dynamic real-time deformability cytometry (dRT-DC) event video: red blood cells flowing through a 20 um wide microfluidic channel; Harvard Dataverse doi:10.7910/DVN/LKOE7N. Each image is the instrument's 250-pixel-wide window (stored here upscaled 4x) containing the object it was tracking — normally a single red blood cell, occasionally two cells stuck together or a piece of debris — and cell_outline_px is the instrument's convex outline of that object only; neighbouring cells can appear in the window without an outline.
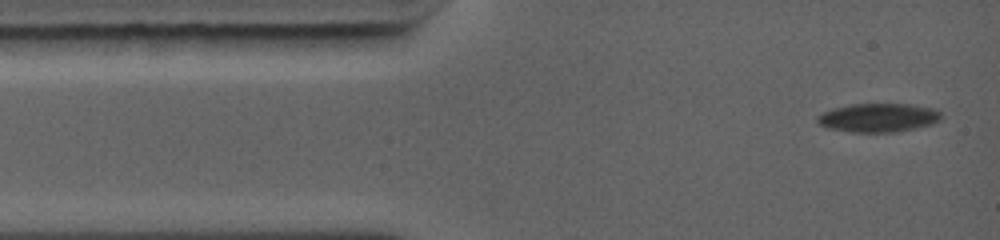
{"species": "common noctule bat (a hibernating species)", "species_latin": "Nyctalus noctula", "temperature_condition": "warm", "stored_images_in_passage": 73, "camera_frame_rate_fps": 5000, "um_per_image_px": 0.085, "animal": {"sex": "female", "body_mass_g": 19.0, "forearm_length_mm": 56.7}, "frame": {"image": 1, "passage_image": 1, "time_ms": 0.0, "image_size_px": [1000, 240], "cell_outline_px": [[944, 116], [940, 120], [932, 124], [916, 128], [896, 132], [852, 132], [828, 128], [820, 124], [816, 120], [816, 116], [832, 108], [852, 104], [908, 104], [936, 108]], "centroid_in_image_um": [74.69, 10.0], "position_along_channel_um": 10.3, "area_um2": 20.87}}
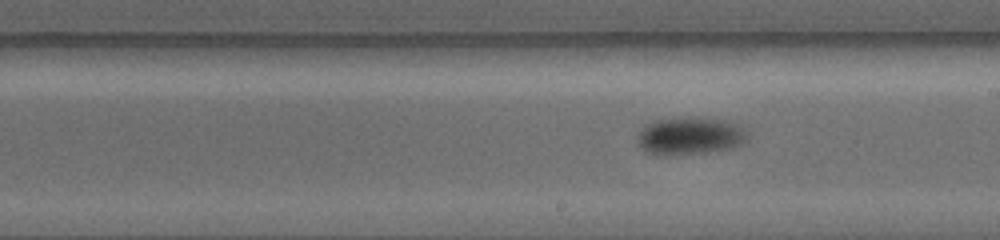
{"frame": {"image": 2, "passage_image": 28, "time_ms": 6.4, "image_size_px": [1000, 240], "cell_outline_px": [[748, 140], [744, 144], [732, 148], [708, 152], [648, 152], [636, 140], [636, 136], [648, 124], [656, 120], [688, 116], [724, 120], [740, 124], [748, 132]], "centroid_in_image_um": [58.78, 11.49], "position_along_channel_um": 230.2, "area_um2": 23.52}}
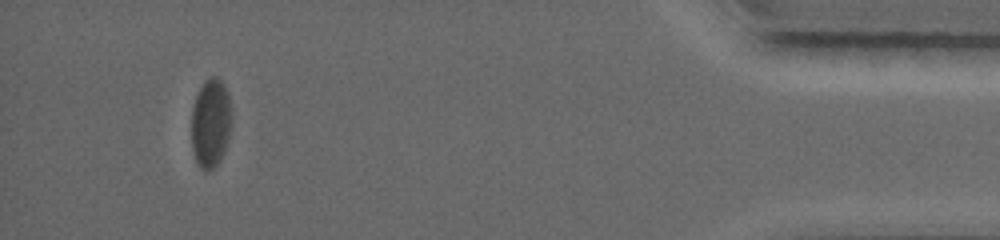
{"frame": {"image": 3, "passage_image": 62, "time_ms": 12.6, "image_size_px": [1000, 240], "cell_outline_px": [[228, 136], [224, 152], [220, 160], [208, 172], [204, 172], [196, 164], [192, 148], [192, 108], [196, 96], [204, 80], [208, 76], [216, 76], [224, 84], [228, 92]], "centroid_in_image_um": [17.85, 10.48], "position_along_channel_um": 417.3, "area_um2": 20.4}, "authors_computed_cell_mechanics": {"area_um2": 22.3686, "velocity_mm_per_s": 4.3421, "shape_relaxation_time_tau1_ms": 2.2133, "shape_relaxation_time_tau2_ms": null, "deformation_change_tau1": 0.0874, "deformation_change_tau2": null}}